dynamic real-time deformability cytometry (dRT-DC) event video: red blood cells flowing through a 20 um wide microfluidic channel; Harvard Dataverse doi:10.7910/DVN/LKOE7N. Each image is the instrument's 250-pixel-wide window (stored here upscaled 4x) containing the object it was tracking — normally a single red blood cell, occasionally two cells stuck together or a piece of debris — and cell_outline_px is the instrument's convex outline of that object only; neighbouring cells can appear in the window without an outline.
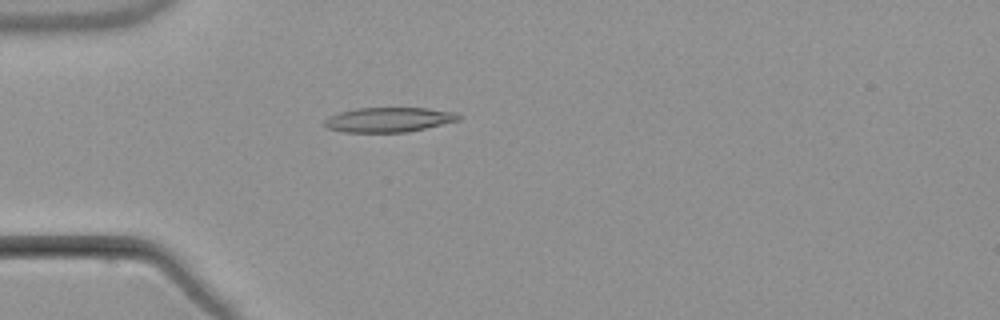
{"species": "common noctule bat (a hibernating species)", "species_latin": "Nyctalus noctula", "temperature_condition": "warm", "stored_images_in_passage": 4, "camera_frame_rate_fps": 3000, "um_per_image_px": 0.085, "animal": {"sex": "male", "body_mass_g": 21.5, "forearm_length_mm": 52.0}, "frame": {"image": 1, "passage_image": 4, "time_ms": 4.0, "image_size_px": [1000, 320], "cell_outline_px": [[464, 116], [460, 120], [408, 132], [344, 132], [328, 128], [324, 124], [324, 120], [328, 116], [340, 112], [356, 108], [428, 108], [456, 112]], "centroid_in_image_um": [33.08, 10.17], "position_along_channel_um": 51.9, "area_um2": 19.42}}